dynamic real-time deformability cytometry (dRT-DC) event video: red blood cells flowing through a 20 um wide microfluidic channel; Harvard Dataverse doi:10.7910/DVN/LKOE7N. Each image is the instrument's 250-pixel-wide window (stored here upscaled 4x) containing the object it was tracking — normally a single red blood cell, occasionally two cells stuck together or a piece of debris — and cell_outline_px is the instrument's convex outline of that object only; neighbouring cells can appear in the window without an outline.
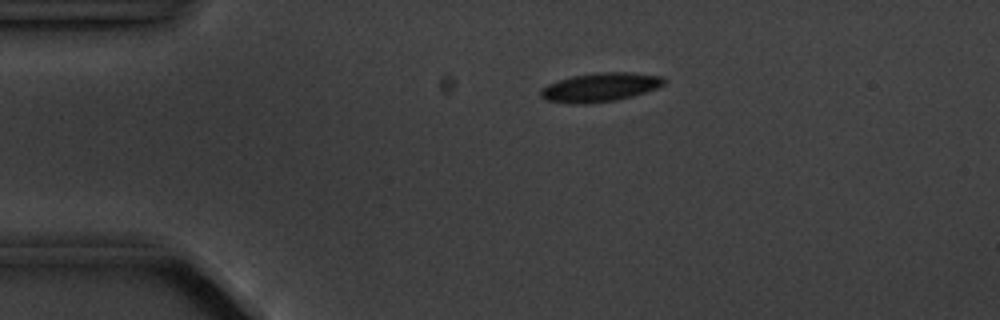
{"species": "common noctule bat (a hibernating species)", "species_latin": "Nyctalus noctula", "temperature_condition": "cold", "stored_images_in_passage": 5, "camera_frame_rate_fps": 3000, "um_per_image_px": 0.085, "animal": {"sex": "male", "body_mass_g": 20.1, "forearm_length_mm": 53.5}, "frame": {"image": 1, "passage_image": 4, "time_ms": 3.333, "image_size_px": [1000, 320], "cell_outline_px": [[664, 84], [656, 88], [632, 96], [616, 100], [584, 104], [576, 104], [544, 100], [540, 96], [540, 88], [548, 84], [572, 76], [596, 72], [632, 72], [660, 76], [664, 80]], "centroid_in_image_um": [50.96, 7.42], "position_along_channel_um": 34.0, "area_um2": 20.63}}